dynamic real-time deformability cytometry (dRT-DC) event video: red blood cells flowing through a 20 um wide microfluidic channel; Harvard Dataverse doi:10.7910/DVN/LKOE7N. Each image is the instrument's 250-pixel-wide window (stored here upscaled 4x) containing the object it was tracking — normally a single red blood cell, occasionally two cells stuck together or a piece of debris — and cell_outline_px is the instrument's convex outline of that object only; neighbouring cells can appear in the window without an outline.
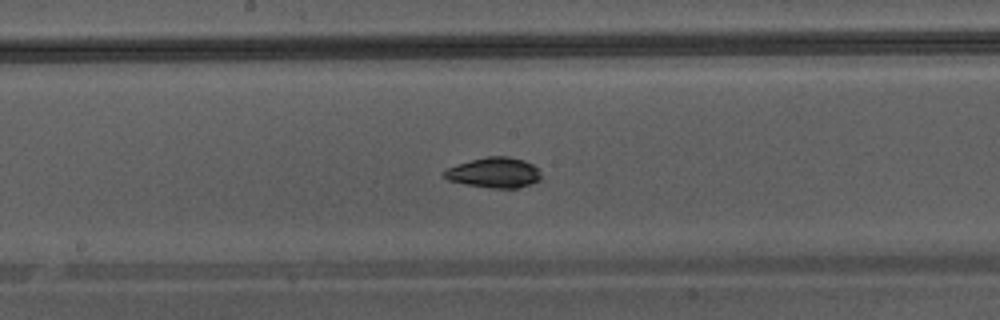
{"species": "Egyptian fruit bat (a non-hibernating species)", "species_latin": "Rousettus aegyptiacus", "temperature_condition": "warm", "stored_images_in_passage": 31, "camera_frame_rate_fps": 3000, "um_per_image_px": 0.085, "animal": {"sex": "male"}, "frame": {"image": 1, "passage_image": 10, "time_ms": 3.0, "image_size_px": [1000, 320], "cell_outline_px": [[540, 180], [516, 188], [492, 188], [468, 184], [448, 180], [440, 176], [440, 172], [448, 168], [472, 160], [488, 156], [508, 156], [524, 160], [532, 164], [540, 172]], "centroid_in_image_um": [41.97, 14.67], "position_along_channel_um": 206.2, "area_um2": 16.94}}